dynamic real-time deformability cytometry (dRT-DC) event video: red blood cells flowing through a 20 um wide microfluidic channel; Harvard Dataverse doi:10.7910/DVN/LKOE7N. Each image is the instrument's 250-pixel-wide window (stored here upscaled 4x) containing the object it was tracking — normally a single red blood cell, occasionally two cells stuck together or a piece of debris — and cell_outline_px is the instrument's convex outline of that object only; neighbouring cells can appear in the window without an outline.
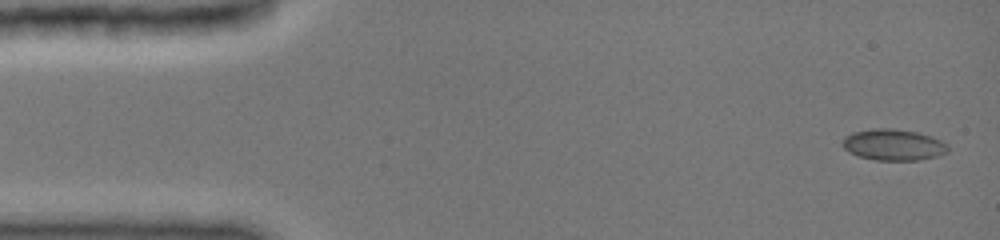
{"species": "common noctule bat (a hibernating species)", "species_latin": "Nyctalus noctula", "temperature_condition": "cold", "stored_images_in_passage": 6, "camera_frame_rate_fps": 3000, "um_per_image_px": 0.085, "animal": {"sex": "female", "body_mass_g": 19.0, "forearm_length_mm": 51.5}, "frame": {"image": 1, "passage_image": 1, "time_ms": 0.0, "image_size_px": [1000, 240], "cell_outline_px": [[948, 152], [936, 156], [920, 160], [876, 160], [860, 156], [848, 152], [844, 148], [844, 136], [852, 132], [876, 128], [892, 128], [916, 132], [932, 136], [948, 144]], "centroid_in_image_um": [75.96, 12.3], "position_along_channel_um": 9.0, "area_um2": 19.13}}
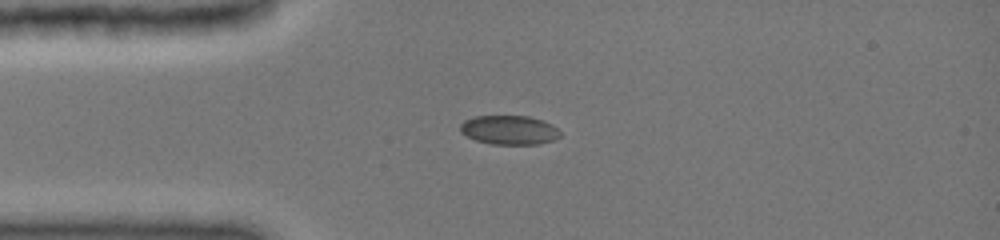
{"frame": {"image": 2, "passage_image": 5, "time_ms": 3.333, "image_size_px": [1000, 240], "cell_outline_px": [[560, 136], [556, 140], [540, 144], [492, 144], [476, 140], [460, 132], [460, 124], [464, 120], [476, 116], [528, 116], [544, 120], [552, 124], [560, 132]], "centroid_in_image_um": [43.31, 11.05], "position_along_channel_um": 41.7, "area_um2": 17.05}}